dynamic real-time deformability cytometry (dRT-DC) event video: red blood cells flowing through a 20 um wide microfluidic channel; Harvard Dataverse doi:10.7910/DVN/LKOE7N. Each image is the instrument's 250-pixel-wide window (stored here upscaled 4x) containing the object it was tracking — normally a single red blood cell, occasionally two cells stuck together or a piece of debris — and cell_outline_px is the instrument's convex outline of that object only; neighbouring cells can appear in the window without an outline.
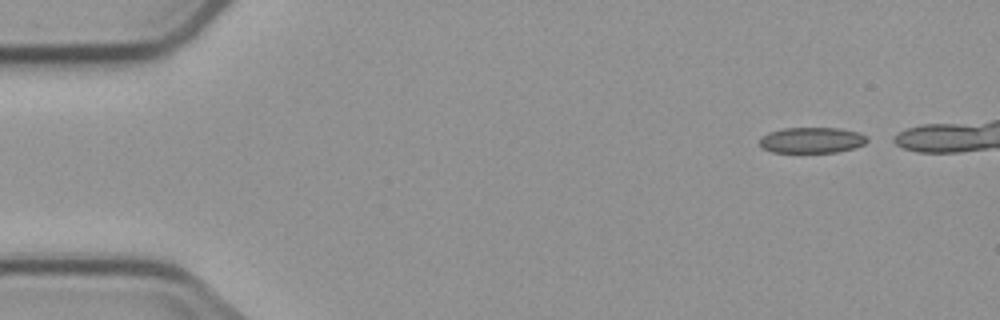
{"species": "common noctule bat (a hibernating species)", "species_latin": "Nyctalus noctula", "temperature_condition": "cold", "stored_images_in_passage": 5, "camera_frame_rate_fps": 3000, "um_per_image_px": 0.085, "animal": {"sex": "male", "body_mass_g": 23.1, "forearm_length_mm": 52.7}, "frame": {"image": 1, "passage_image": 1, "time_ms": 0.0, "image_size_px": [1000, 320], "cell_outline_px": [[868, 140], [864, 144], [856, 148], [836, 152], [772, 152], [764, 148], [760, 144], [760, 136], [768, 132], [780, 128], [840, 128], [860, 132], [868, 136]], "centroid_in_image_um": [69.03, 11.9], "position_along_channel_um": 16.0, "area_um2": 16.36}}